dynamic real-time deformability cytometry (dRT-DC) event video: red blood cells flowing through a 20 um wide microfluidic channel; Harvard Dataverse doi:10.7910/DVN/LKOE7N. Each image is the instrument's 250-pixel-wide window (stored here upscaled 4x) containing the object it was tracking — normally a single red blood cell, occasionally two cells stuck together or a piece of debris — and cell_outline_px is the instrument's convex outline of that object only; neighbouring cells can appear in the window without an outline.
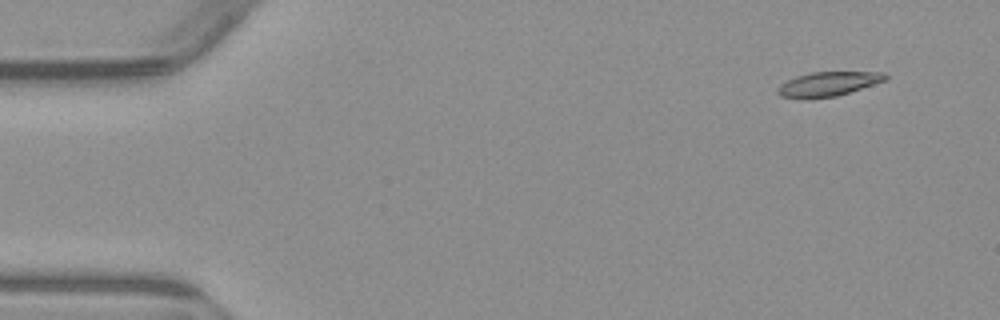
{"species": "common noctule bat (a hibernating species)", "species_latin": "Nyctalus noctula", "temperature_condition": "warm", "stored_images_in_passage": 4, "camera_frame_rate_fps": 3000, "um_per_image_px": 0.085, "animal": {"sex": "male", "body_mass_g": 23.1, "forearm_length_mm": 52.7}, "frame": {"image": 1, "passage_image": 1, "time_ms": 0.0, "image_size_px": [1000, 320], "cell_outline_px": [[888, 80], [836, 96], [808, 100], [804, 100], [780, 96], [776, 92], [776, 88], [780, 84], [796, 76], [812, 72], [884, 72], [888, 76]], "centroid_in_image_um": [70.36, 7.16], "position_along_channel_um": 14.6, "area_um2": 15.61}}
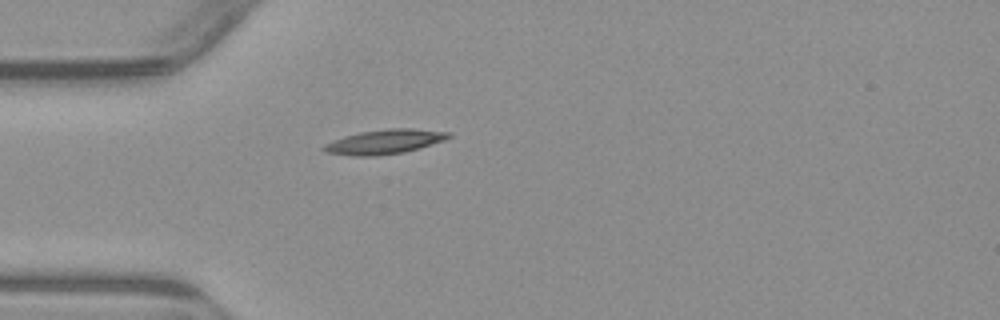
{"frame": {"image": 2, "passage_image": 4, "time_ms": 3.667, "image_size_px": [1000, 320], "cell_outline_px": [[452, 136], [444, 140], [420, 148], [404, 152], [376, 156], [352, 156], [324, 152], [320, 148], [324, 144], [344, 136], [360, 132], [388, 128], [412, 128], [452, 132]], "centroid_in_image_um": [32.68, 12.05], "position_along_channel_um": 52.3, "area_um2": 17.98}}